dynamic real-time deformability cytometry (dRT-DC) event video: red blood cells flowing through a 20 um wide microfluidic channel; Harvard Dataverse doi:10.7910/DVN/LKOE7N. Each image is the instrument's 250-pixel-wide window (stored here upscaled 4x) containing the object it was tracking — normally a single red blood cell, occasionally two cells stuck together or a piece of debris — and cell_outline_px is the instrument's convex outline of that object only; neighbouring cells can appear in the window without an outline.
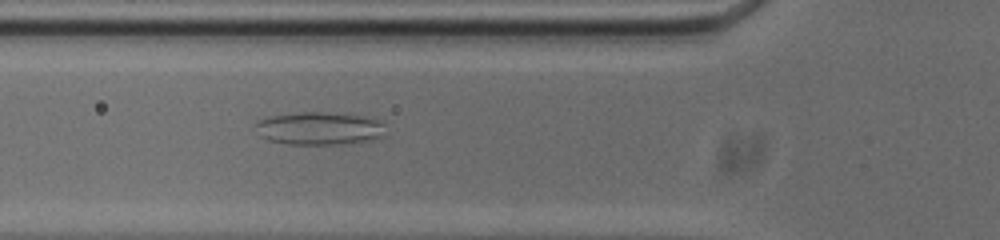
{"species": "common noctule bat (a hibernating species)", "species_latin": "Nyctalus noctula", "temperature_condition": "cold", "stored_images_in_passage": 35, "camera_frame_rate_fps": 3000, "um_per_image_px": 0.085, "animal": {"sex": "male", "body_mass_g": 20.0, "forearm_length_mm": 53.3}, "frame": {"image": 1, "passage_image": 5, "time_ms": 1.333, "image_size_px": [1000, 240], "cell_outline_px": [[384, 136], [376, 140], [348, 144], [288, 144], [268, 140], [260, 136], [256, 124], [256, 120], [268, 116], [304, 112], [324, 112], [364, 116], [380, 120], [384, 124]], "centroid_in_image_um": [27.19, 10.92], "position_along_channel_um": 98.6, "area_um2": 25.2}}
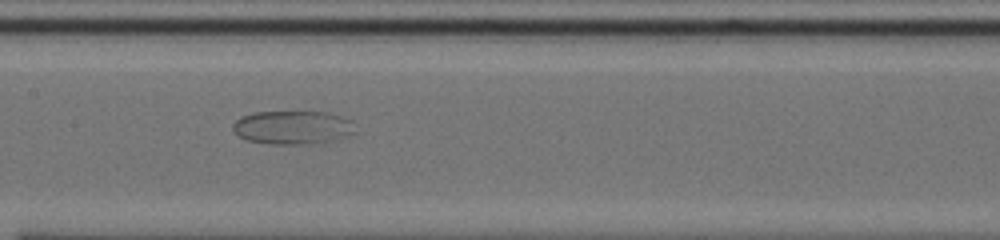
{"frame": {"image": 2, "passage_image": 12, "time_ms": 3.667, "image_size_px": [1000, 240], "cell_outline_px": [[356, 132], [340, 140], [324, 144], [268, 144], [244, 140], [232, 128], [232, 124], [240, 116], [256, 112], [324, 112], [340, 116], [352, 120]], "centroid_in_image_um": [24.92, 10.86], "position_along_channel_um": 182.5, "area_um2": 24.45}}
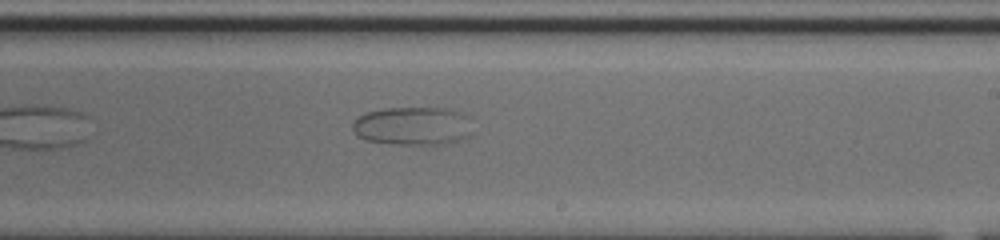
{"frame": {"image": 3, "passage_image": 18, "time_ms": 5.667, "image_size_px": [1000, 240], "cell_outline_px": [[472, 132], [464, 140], [448, 144], [392, 144], [364, 140], [356, 136], [352, 128], [352, 120], [356, 116], [368, 112], [384, 108], [448, 108], [472, 116]], "centroid_in_image_um": [35.12, 10.71], "position_along_channel_um": 253.9, "area_um2": 27.69}}